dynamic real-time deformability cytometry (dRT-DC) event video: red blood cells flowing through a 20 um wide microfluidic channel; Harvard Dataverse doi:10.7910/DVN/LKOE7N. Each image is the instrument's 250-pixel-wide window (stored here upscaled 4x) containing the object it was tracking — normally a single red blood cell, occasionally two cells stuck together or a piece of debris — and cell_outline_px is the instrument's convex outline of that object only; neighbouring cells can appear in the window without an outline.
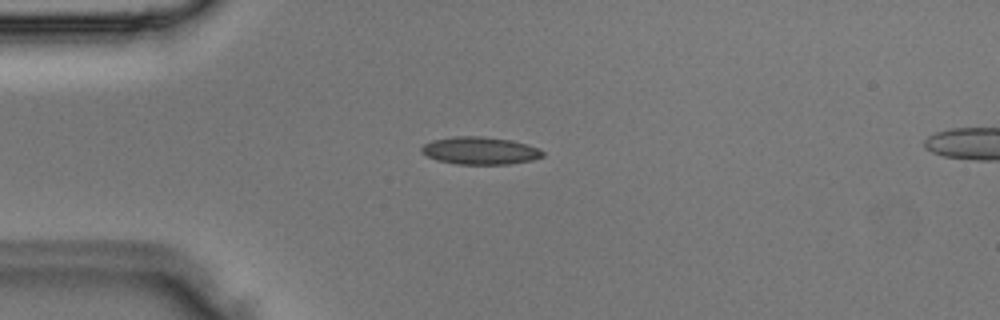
{"species": "Egyptian fruit bat (a non-hibernating species)", "species_latin": "Rousettus aegyptiacus", "temperature_condition": "room temperature", "stored_images_in_passage": 2, "camera_frame_rate_fps": 3000, "um_per_image_px": 0.085, "animal": {"sex": "male"}, "frame": {"image": 1, "passage_image": 1, "time_ms": 0.0, "image_size_px": [1000, 320], "cell_outline_px": [[544, 156], [532, 160], [508, 164], [456, 164], [436, 160], [420, 152], [420, 148], [424, 144], [432, 140], [456, 136], [480, 136], [512, 140], [528, 144], [540, 148], [544, 152]], "centroid_in_image_um": [40.81, 12.8], "position_along_channel_um": 44.2, "area_um2": 19.59}}